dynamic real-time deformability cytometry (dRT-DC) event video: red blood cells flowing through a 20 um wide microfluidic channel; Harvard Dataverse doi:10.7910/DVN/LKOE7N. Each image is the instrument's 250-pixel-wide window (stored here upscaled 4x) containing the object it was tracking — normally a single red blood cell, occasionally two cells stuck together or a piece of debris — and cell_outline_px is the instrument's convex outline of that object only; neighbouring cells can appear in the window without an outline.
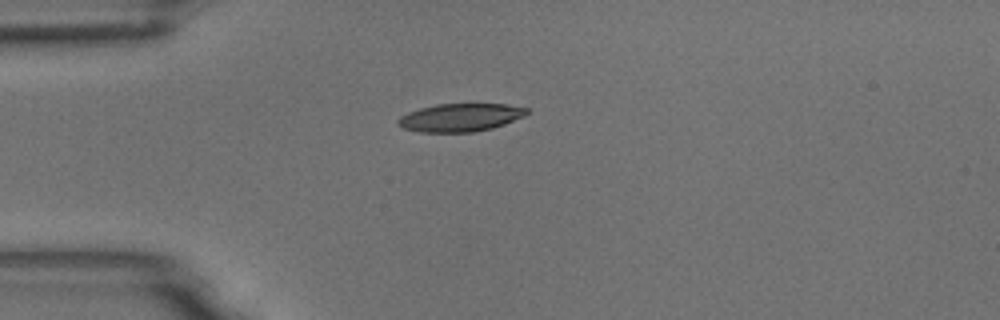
{"species": "common noctule bat (a hibernating species)", "species_latin": "Nyctalus noctula", "temperature_condition": "room temperature", "stored_images_in_passage": 17, "camera_frame_rate_fps": 3000, "um_per_image_px": 0.085, "animal": {"sex": "male", "body_mass_g": 18.8}, "frame": {"image": 1, "passage_image": 6, "time_ms": 1.667, "image_size_px": [1000, 320], "cell_outline_px": [[528, 112], [524, 116], [504, 124], [492, 128], [472, 132], [420, 132], [404, 128], [396, 124], [396, 120], [400, 116], [408, 112], [420, 108], [436, 104], [508, 104], [528, 108]], "centroid_in_image_um": [39.1, 9.98], "position_along_channel_um": 45.9, "area_um2": 21.04}}
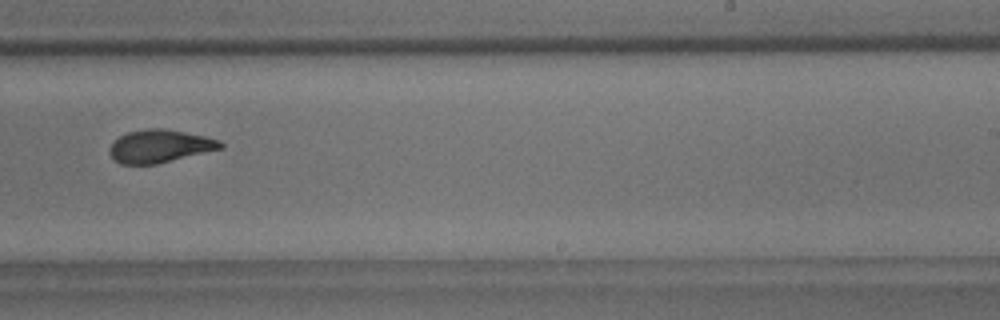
{"frame": {"image": 2, "passage_image": 12, "time_ms": 3.667, "image_size_px": [1000, 320], "cell_outline_px": [[224, 148], [156, 164], [120, 164], [108, 152], [112, 144], [120, 136], [128, 132], [148, 128], [164, 128], [204, 136], [220, 140], [224, 144]], "centroid_in_image_um": [13.61, 12.42], "position_along_channel_um": 275.4, "area_um2": 21.1}}
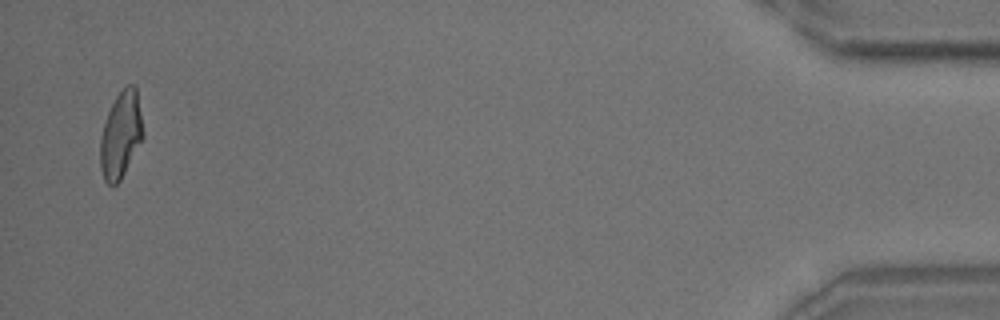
{"frame": {"image": 3, "passage_image": 17, "time_ms": 5.333, "image_size_px": [1000, 320], "cell_outline_px": [[144, 136], [120, 180], [116, 184], [108, 184], [104, 180], [100, 168], [100, 140], [104, 124], [108, 112], [116, 96], [128, 84], [136, 84], [144, 132]], "centroid_in_image_um": [10.28, 11.44], "position_along_channel_um": 424.9, "area_um2": 21.44}}